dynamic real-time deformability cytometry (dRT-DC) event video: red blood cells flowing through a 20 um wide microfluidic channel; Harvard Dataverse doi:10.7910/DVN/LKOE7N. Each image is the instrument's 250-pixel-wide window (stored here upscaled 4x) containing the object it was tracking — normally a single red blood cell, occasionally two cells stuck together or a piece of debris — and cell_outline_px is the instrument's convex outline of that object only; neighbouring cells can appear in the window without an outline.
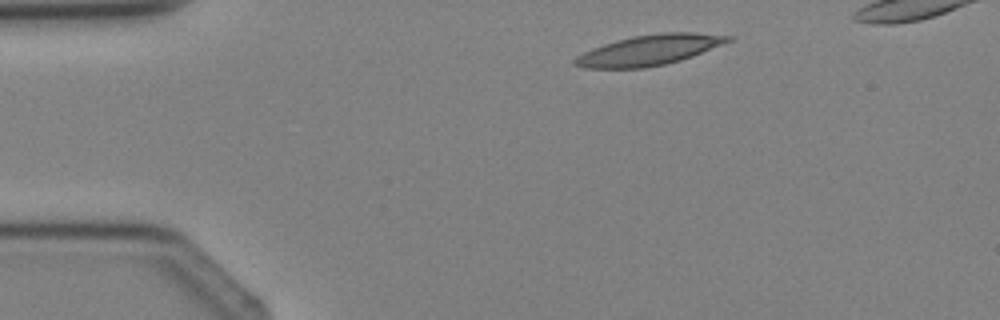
{"species": "Egyptian fruit bat (a non-hibernating species)", "species_latin": "Rousettus aegyptiacus", "temperature_condition": "cold", "stored_images_in_passage": 2, "camera_frame_rate_fps": 3000, "um_per_image_px": 0.085, "animal": {"sex": "female"}, "frame": {"image": 1, "passage_image": 1, "time_ms": 0.0, "image_size_px": [1000, 320], "cell_outline_px": [[736, 36], [732, 40], [692, 56], [680, 60], [664, 64], [644, 68], [584, 68], [572, 64], [572, 60], [576, 56], [592, 48], [616, 40], [632, 36], [660, 32], [692, 32]], "centroid_in_image_um": [55.17, 4.25], "position_along_channel_um": 29.8, "area_um2": 27.11}}